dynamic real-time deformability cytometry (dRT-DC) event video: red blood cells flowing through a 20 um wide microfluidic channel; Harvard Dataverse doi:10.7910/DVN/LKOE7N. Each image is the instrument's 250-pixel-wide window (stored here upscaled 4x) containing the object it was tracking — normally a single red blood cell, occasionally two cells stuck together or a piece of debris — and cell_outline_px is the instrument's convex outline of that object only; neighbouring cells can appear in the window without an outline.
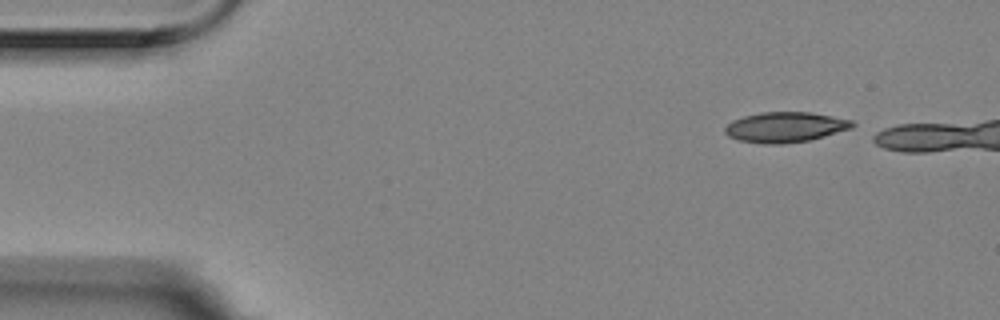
{"species": "Egyptian fruit bat (a non-hibernating species)", "species_latin": "Rousettus aegyptiacus", "temperature_condition": "room temperature", "stored_images_in_passage": 3, "camera_frame_rate_fps": 3000, "um_per_image_px": 0.085, "animal": {"sex": "female"}, "frame": {"image": 1, "passage_image": 1, "time_ms": 0.0, "image_size_px": [1000, 320], "cell_outline_px": [[856, 124], [852, 128], [824, 136], [808, 140], [780, 144], [764, 144], [740, 140], [728, 136], [724, 132], [724, 128], [732, 120], [744, 116], [760, 112], [812, 112], [852, 120]], "centroid_in_image_um": [66.74, 10.8], "position_along_channel_um": 18.3, "area_um2": 22.43}}